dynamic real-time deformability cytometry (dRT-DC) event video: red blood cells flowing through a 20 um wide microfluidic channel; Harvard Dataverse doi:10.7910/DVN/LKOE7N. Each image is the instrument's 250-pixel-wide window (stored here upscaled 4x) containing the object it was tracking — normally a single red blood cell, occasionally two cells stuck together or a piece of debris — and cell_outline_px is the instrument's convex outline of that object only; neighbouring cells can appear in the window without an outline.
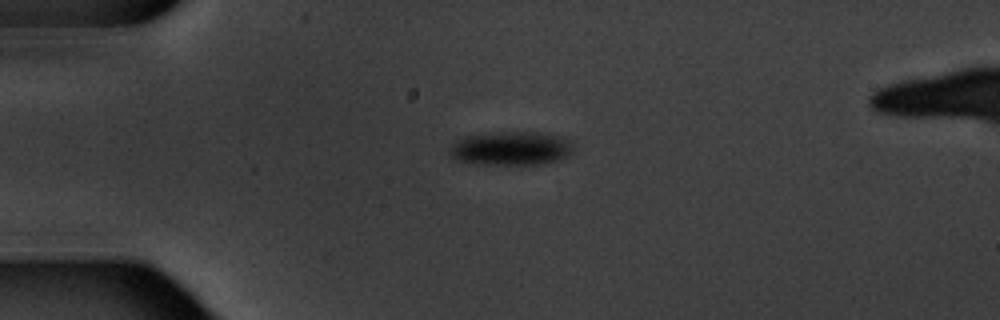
{"species": "common noctule bat (a hibernating species)", "species_latin": "Nyctalus noctula", "temperature_condition": "warm", "stored_images_in_passage": 5, "camera_frame_rate_fps": 3000, "um_per_image_px": 0.085, "animal": {"sex": "male", "body_mass_g": 20.1, "forearm_length_mm": 53.5}, "frame": {"image": 1, "passage_image": 5, "time_ms": 5.0, "image_size_px": [1000, 320], "cell_outline_px": [[576, 148], [568, 156], [548, 164], [480, 164], [456, 160], [448, 152], [448, 148], [456, 140], [464, 136], [492, 132], [544, 132], [572, 136]], "centroid_in_image_um": [43.56, 12.58], "position_along_channel_um": 41.4, "area_um2": 25.37}}